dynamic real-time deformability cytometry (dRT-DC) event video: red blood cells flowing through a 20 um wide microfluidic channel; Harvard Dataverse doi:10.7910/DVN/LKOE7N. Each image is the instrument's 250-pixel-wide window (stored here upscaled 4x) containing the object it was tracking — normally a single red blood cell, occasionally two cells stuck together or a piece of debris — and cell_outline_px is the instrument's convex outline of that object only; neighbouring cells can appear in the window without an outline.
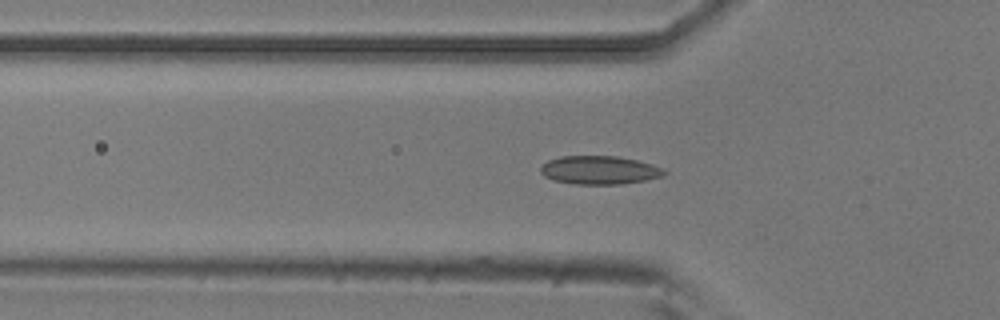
{"species": "common noctule bat (a hibernating species)", "species_latin": "Nyctalus noctula", "temperature_condition": "room temperature", "stored_images_in_passage": 40, "camera_frame_rate_fps": 3000, "um_per_image_px": 0.085, "animal": {"sex": "male", "body_mass_g": 20.5, "forearm_length_mm": 52.5}, "frame": {"image": 1, "passage_image": 3, "time_ms": 0.667, "image_size_px": [1000, 320], "cell_outline_px": [[668, 172], [664, 176], [644, 180], [620, 184], [572, 184], [552, 180], [544, 176], [540, 172], [540, 168], [548, 160], [560, 156], [616, 156], [636, 160], [652, 164], [664, 168]], "centroid_in_image_um": [50.95, 14.46], "position_along_channel_um": 74.8, "area_um2": 20.58}}
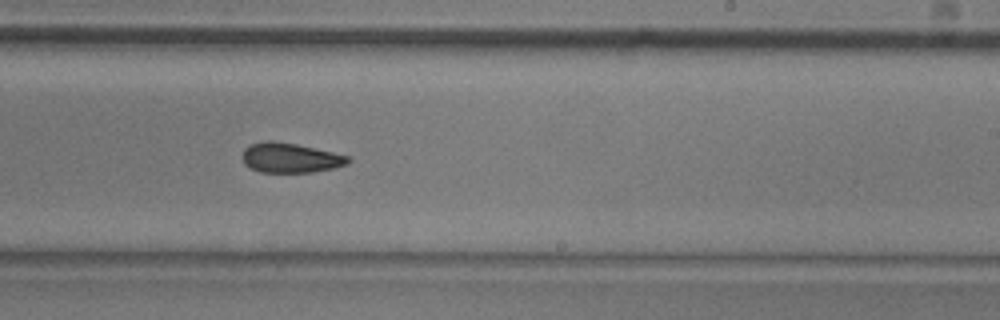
{"frame": {"image": 2, "passage_image": 18, "time_ms": 5.667, "image_size_px": [1000, 320], "cell_outline_px": [[352, 160], [348, 164], [336, 168], [312, 172], [260, 172], [244, 164], [244, 148], [248, 144], [264, 140], [272, 140], [296, 144], [332, 152], [348, 156]], "centroid_in_image_um": [24.69, 13.41], "position_along_channel_um": 264.3, "area_um2": 18.38}}
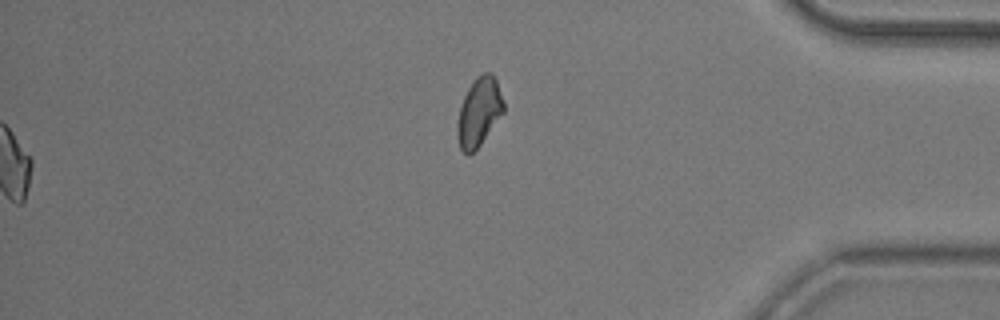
{"frame": {"image": 3, "passage_image": 40, "time_ms": 13.0, "image_size_px": [1000, 320], "cell_outline_px": [[504, 112], [480, 144], [468, 156], [460, 148], [456, 136], [456, 124], [460, 108], [464, 96], [468, 88], [476, 76], [484, 72], [492, 72], [496, 76], [504, 104]], "centroid_in_image_um": [40.71, 9.49], "position_along_channel_um": 394.5, "area_um2": 18.61}, "authors_computed_cell_mechanics": {"area_um2": 18.6405, "velocity_mm_per_s": 3.7676, "shape_relaxation_time_tau1_ms": 6.1137, "shape_relaxation_time_tau2_ms": 2.7871, "deformation_change_tau1": 0.1171, "deformation_change_tau2": 0.0689}}